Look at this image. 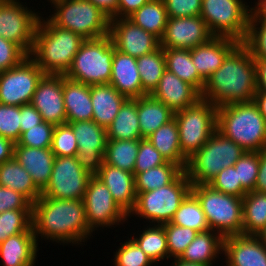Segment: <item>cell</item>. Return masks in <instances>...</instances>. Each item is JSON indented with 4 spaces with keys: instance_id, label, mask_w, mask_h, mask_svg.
I'll list each match as a JSON object with an SVG mask.
<instances>
[{
    "instance_id": "1",
    "label": "cell",
    "mask_w": 266,
    "mask_h": 266,
    "mask_svg": "<svg viewBox=\"0 0 266 266\" xmlns=\"http://www.w3.org/2000/svg\"><path fill=\"white\" fill-rule=\"evenodd\" d=\"M32 228L37 241L41 236L64 244H80L93 233L88 227L84 202L78 199L39 197L32 204Z\"/></svg>"
},
{
    "instance_id": "2",
    "label": "cell",
    "mask_w": 266,
    "mask_h": 266,
    "mask_svg": "<svg viewBox=\"0 0 266 266\" xmlns=\"http://www.w3.org/2000/svg\"><path fill=\"white\" fill-rule=\"evenodd\" d=\"M256 93L254 58L240 42L206 80L202 99L219 107L253 101Z\"/></svg>"
},
{
    "instance_id": "3",
    "label": "cell",
    "mask_w": 266,
    "mask_h": 266,
    "mask_svg": "<svg viewBox=\"0 0 266 266\" xmlns=\"http://www.w3.org/2000/svg\"><path fill=\"white\" fill-rule=\"evenodd\" d=\"M84 41L80 35L56 26L49 18L40 17L29 57L45 74L65 75Z\"/></svg>"
},
{
    "instance_id": "4",
    "label": "cell",
    "mask_w": 266,
    "mask_h": 266,
    "mask_svg": "<svg viewBox=\"0 0 266 266\" xmlns=\"http://www.w3.org/2000/svg\"><path fill=\"white\" fill-rule=\"evenodd\" d=\"M217 130L245 151L266 149V121L253 101L217 107Z\"/></svg>"
},
{
    "instance_id": "5",
    "label": "cell",
    "mask_w": 266,
    "mask_h": 266,
    "mask_svg": "<svg viewBox=\"0 0 266 266\" xmlns=\"http://www.w3.org/2000/svg\"><path fill=\"white\" fill-rule=\"evenodd\" d=\"M246 152L216 130L207 142L190 158L185 168L192 185L208 184L221 170L234 166Z\"/></svg>"
},
{
    "instance_id": "6",
    "label": "cell",
    "mask_w": 266,
    "mask_h": 266,
    "mask_svg": "<svg viewBox=\"0 0 266 266\" xmlns=\"http://www.w3.org/2000/svg\"><path fill=\"white\" fill-rule=\"evenodd\" d=\"M55 8L49 19L61 28L93 40L109 35L110 17L88 0H49Z\"/></svg>"
},
{
    "instance_id": "7",
    "label": "cell",
    "mask_w": 266,
    "mask_h": 266,
    "mask_svg": "<svg viewBox=\"0 0 266 266\" xmlns=\"http://www.w3.org/2000/svg\"><path fill=\"white\" fill-rule=\"evenodd\" d=\"M191 192L199 200L210 230L223 238L243 234V198L222 193L208 184L192 185Z\"/></svg>"
},
{
    "instance_id": "8",
    "label": "cell",
    "mask_w": 266,
    "mask_h": 266,
    "mask_svg": "<svg viewBox=\"0 0 266 266\" xmlns=\"http://www.w3.org/2000/svg\"><path fill=\"white\" fill-rule=\"evenodd\" d=\"M115 49L109 35L85 40L64 76L87 85L109 84Z\"/></svg>"
},
{
    "instance_id": "9",
    "label": "cell",
    "mask_w": 266,
    "mask_h": 266,
    "mask_svg": "<svg viewBox=\"0 0 266 266\" xmlns=\"http://www.w3.org/2000/svg\"><path fill=\"white\" fill-rule=\"evenodd\" d=\"M192 184L183 171L172 183L136 196V204L130 215H138L158 225L168 223L179 209L182 201L191 192Z\"/></svg>"
},
{
    "instance_id": "10",
    "label": "cell",
    "mask_w": 266,
    "mask_h": 266,
    "mask_svg": "<svg viewBox=\"0 0 266 266\" xmlns=\"http://www.w3.org/2000/svg\"><path fill=\"white\" fill-rule=\"evenodd\" d=\"M174 118L177 121L181 152L187 159L217 130V107L204 99L174 113Z\"/></svg>"
},
{
    "instance_id": "11",
    "label": "cell",
    "mask_w": 266,
    "mask_h": 266,
    "mask_svg": "<svg viewBox=\"0 0 266 266\" xmlns=\"http://www.w3.org/2000/svg\"><path fill=\"white\" fill-rule=\"evenodd\" d=\"M244 0H202L200 16L214 36L243 42L250 20V8Z\"/></svg>"
},
{
    "instance_id": "12",
    "label": "cell",
    "mask_w": 266,
    "mask_h": 266,
    "mask_svg": "<svg viewBox=\"0 0 266 266\" xmlns=\"http://www.w3.org/2000/svg\"><path fill=\"white\" fill-rule=\"evenodd\" d=\"M40 17L19 0H0V36L17 44L29 56Z\"/></svg>"
},
{
    "instance_id": "13",
    "label": "cell",
    "mask_w": 266,
    "mask_h": 266,
    "mask_svg": "<svg viewBox=\"0 0 266 266\" xmlns=\"http://www.w3.org/2000/svg\"><path fill=\"white\" fill-rule=\"evenodd\" d=\"M91 176L75 156L55 157L50 180L41 197L83 200Z\"/></svg>"
},
{
    "instance_id": "14",
    "label": "cell",
    "mask_w": 266,
    "mask_h": 266,
    "mask_svg": "<svg viewBox=\"0 0 266 266\" xmlns=\"http://www.w3.org/2000/svg\"><path fill=\"white\" fill-rule=\"evenodd\" d=\"M45 73L28 56L19 65L0 73V104H30L38 83Z\"/></svg>"
},
{
    "instance_id": "15",
    "label": "cell",
    "mask_w": 266,
    "mask_h": 266,
    "mask_svg": "<svg viewBox=\"0 0 266 266\" xmlns=\"http://www.w3.org/2000/svg\"><path fill=\"white\" fill-rule=\"evenodd\" d=\"M83 202L88 227L92 232L99 227L119 225L121 221L125 222L129 218L96 175H92L88 181Z\"/></svg>"
},
{
    "instance_id": "16",
    "label": "cell",
    "mask_w": 266,
    "mask_h": 266,
    "mask_svg": "<svg viewBox=\"0 0 266 266\" xmlns=\"http://www.w3.org/2000/svg\"><path fill=\"white\" fill-rule=\"evenodd\" d=\"M72 126L78 144L76 160L91 175H96L103 162L107 146L106 128L93 120L69 123Z\"/></svg>"
},
{
    "instance_id": "17",
    "label": "cell",
    "mask_w": 266,
    "mask_h": 266,
    "mask_svg": "<svg viewBox=\"0 0 266 266\" xmlns=\"http://www.w3.org/2000/svg\"><path fill=\"white\" fill-rule=\"evenodd\" d=\"M109 36L116 50L139 58L160 47V39L128 18L110 19Z\"/></svg>"
},
{
    "instance_id": "18",
    "label": "cell",
    "mask_w": 266,
    "mask_h": 266,
    "mask_svg": "<svg viewBox=\"0 0 266 266\" xmlns=\"http://www.w3.org/2000/svg\"><path fill=\"white\" fill-rule=\"evenodd\" d=\"M214 35L204 19L194 17H168L160 47L168 49H193L209 41Z\"/></svg>"
},
{
    "instance_id": "19",
    "label": "cell",
    "mask_w": 266,
    "mask_h": 266,
    "mask_svg": "<svg viewBox=\"0 0 266 266\" xmlns=\"http://www.w3.org/2000/svg\"><path fill=\"white\" fill-rule=\"evenodd\" d=\"M30 104L41 114L43 121L53 125L67 123L63 99V75L45 74Z\"/></svg>"
},
{
    "instance_id": "20",
    "label": "cell",
    "mask_w": 266,
    "mask_h": 266,
    "mask_svg": "<svg viewBox=\"0 0 266 266\" xmlns=\"http://www.w3.org/2000/svg\"><path fill=\"white\" fill-rule=\"evenodd\" d=\"M227 266H266V247L255 235H231L223 239Z\"/></svg>"
},
{
    "instance_id": "21",
    "label": "cell",
    "mask_w": 266,
    "mask_h": 266,
    "mask_svg": "<svg viewBox=\"0 0 266 266\" xmlns=\"http://www.w3.org/2000/svg\"><path fill=\"white\" fill-rule=\"evenodd\" d=\"M163 102L174 113L196 104L201 93L189 83L182 81L167 69L163 72L157 88L151 94Z\"/></svg>"
},
{
    "instance_id": "22",
    "label": "cell",
    "mask_w": 266,
    "mask_h": 266,
    "mask_svg": "<svg viewBox=\"0 0 266 266\" xmlns=\"http://www.w3.org/2000/svg\"><path fill=\"white\" fill-rule=\"evenodd\" d=\"M240 42L234 38L214 36L191 49V59L199 75L206 81Z\"/></svg>"
},
{
    "instance_id": "23",
    "label": "cell",
    "mask_w": 266,
    "mask_h": 266,
    "mask_svg": "<svg viewBox=\"0 0 266 266\" xmlns=\"http://www.w3.org/2000/svg\"><path fill=\"white\" fill-rule=\"evenodd\" d=\"M13 157L30 174L41 191L48 185L55 160L51 147L34 148L15 143Z\"/></svg>"
},
{
    "instance_id": "24",
    "label": "cell",
    "mask_w": 266,
    "mask_h": 266,
    "mask_svg": "<svg viewBox=\"0 0 266 266\" xmlns=\"http://www.w3.org/2000/svg\"><path fill=\"white\" fill-rule=\"evenodd\" d=\"M109 84L129 99L142 97L137 59L115 49Z\"/></svg>"
},
{
    "instance_id": "25",
    "label": "cell",
    "mask_w": 266,
    "mask_h": 266,
    "mask_svg": "<svg viewBox=\"0 0 266 266\" xmlns=\"http://www.w3.org/2000/svg\"><path fill=\"white\" fill-rule=\"evenodd\" d=\"M96 176L107 186L113 199L129 214L136 204L135 175L103 162Z\"/></svg>"
},
{
    "instance_id": "26",
    "label": "cell",
    "mask_w": 266,
    "mask_h": 266,
    "mask_svg": "<svg viewBox=\"0 0 266 266\" xmlns=\"http://www.w3.org/2000/svg\"><path fill=\"white\" fill-rule=\"evenodd\" d=\"M90 96L92 120L104 128L113 122L121 106L128 99L110 84L90 85Z\"/></svg>"
},
{
    "instance_id": "27",
    "label": "cell",
    "mask_w": 266,
    "mask_h": 266,
    "mask_svg": "<svg viewBox=\"0 0 266 266\" xmlns=\"http://www.w3.org/2000/svg\"><path fill=\"white\" fill-rule=\"evenodd\" d=\"M34 232L9 236L0 243V258L4 266H34L38 251Z\"/></svg>"
},
{
    "instance_id": "28",
    "label": "cell",
    "mask_w": 266,
    "mask_h": 266,
    "mask_svg": "<svg viewBox=\"0 0 266 266\" xmlns=\"http://www.w3.org/2000/svg\"><path fill=\"white\" fill-rule=\"evenodd\" d=\"M63 99L67 123L92 120L90 85L70 80L63 75Z\"/></svg>"
},
{
    "instance_id": "29",
    "label": "cell",
    "mask_w": 266,
    "mask_h": 266,
    "mask_svg": "<svg viewBox=\"0 0 266 266\" xmlns=\"http://www.w3.org/2000/svg\"><path fill=\"white\" fill-rule=\"evenodd\" d=\"M137 113L141 138H147L174 118V112L152 95L137 98Z\"/></svg>"
},
{
    "instance_id": "30",
    "label": "cell",
    "mask_w": 266,
    "mask_h": 266,
    "mask_svg": "<svg viewBox=\"0 0 266 266\" xmlns=\"http://www.w3.org/2000/svg\"><path fill=\"white\" fill-rule=\"evenodd\" d=\"M223 239L214 230L198 233L179 259L212 266L215 257L223 252Z\"/></svg>"
},
{
    "instance_id": "31",
    "label": "cell",
    "mask_w": 266,
    "mask_h": 266,
    "mask_svg": "<svg viewBox=\"0 0 266 266\" xmlns=\"http://www.w3.org/2000/svg\"><path fill=\"white\" fill-rule=\"evenodd\" d=\"M0 186L19 192L32 204L42 194V191L34 184L30 174L14 157L0 164Z\"/></svg>"
},
{
    "instance_id": "32",
    "label": "cell",
    "mask_w": 266,
    "mask_h": 266,
    "mask_svg": "<svg viewBox=\"0 0 266 266\" xmlns=\"http://www.w3.org/2000/svg\"><path fill=\"white\" fill-rule=\"evenodd\" d=\"M147 139L166 161L178 164L185 170L188 159L181 152L178 126L175 118L159 127Z\"/></svg>"
},
{
    "instance_id": "33",
    "label": "cell",
    "mask_w": 266,
    "mask_h": 266,
    "mask_svg": "<svg viewBox=\"0 0 266 266\" xmlns=\"http://www.w3.org/2000/svg\"><path fill=\"white\" fill-rule=\"evenodd\" d=\"M108 140H140L137 98L127 99L113 122L106 128Z\"/></svg>"
},
{
    "instance_id": "34",
    "label": "cell",
    "mask_w": 266,
    "mask_h": 266,
    "mask_svg": "<svg viewBox=\"0 0 266 266\" xmlns=\"http://www.w3.org/2000/svg\"><path fill=\"white\" fill-rule=\"evenodd\" d=\"M166 69L202 93L206 81L199 75L191 59V49L164 48Z\"/></svg>"
},
{
    "instance_id": "35",
    "label": "cell",
    "mask_w": 266,
    "mask_h": 266,
    "mask_svg": "<svg viewBox=\"0 0 266 266\" xmlns=\"http://www.w3.org/2000/svg\"><path fill=\"white\" fill-rule=\"evenodd\" d=\"M128 19L161 39L168 21L164 0H150L129 16Z\"/></svg>"
},
{
    "instance_id": "36",
    "label": "cell",
    "mask_w": 266,
    "mask_h": 266,
    "mask_svg": "<svg viewBox=\"0 0 266 266\" xmlns=\"http://www.w3.org/2000/svg\"><path fill=\"white\" fill-rule=\"evenodd\" d=\"M137 68L142 83V97L151 95L166 70L164 48L159 47L157 50L137 58Z\"/></svg>"
},
{
    "instance_id": "37",
    "label": "cell",
    "mask_w": 266,
    "mask_h": 266,
    "mask_svg": "<svg viewBox=\"0 0 266 266\" xmlns=\"http://www.w3.org/2000/svg\"><path fill=\"white\" fill-rule=\"evenodd\" d=\"M243 235H257L266 225V193L252 191L243 197Z\"/></svg>"
},
{
    "instance_id": "38",
    "label": "cell",
    "mask_w": 266,
    "mask_h": 266,
    "mask_svg": "<svg viewBox=\"0 0 266 266\" xmlns=\"http://www.w3.org/2000/svg\"><path fill=\"white\" fill-rule=\"evenodd\" d=\"M184 170L173 162L148 169L135 176L136 194L152 191L172 183Z\"/></svg>"
},
{
    "instance_id": "39",
    "label": "cell",
    "mask_w": 266,
    "mask_h": 266,
    "mask_svg": "<svg viewBox=\"0 0 266 266\" xmlns=\"http://www.w3.org/2000/svg\"><path fill=\"white\" fill-rule=\"evenodd\" d=\"M139 140H108L104 163L134 174Z\"/></svg>"
},
{
    "instance_id": "40",
    "label": "cell",
    "mask_w": 266,
    "mask_h": 266,
    "mask_svg": "<svg viewBox=\"0 0 266 266\" xmlns=\"http://www.w3.org/2000/svg\"><path fill=\"white\" fill-rule=\"evenodd\" d=\"M170 223L188 227L198 233L209 231V224L197 197L190 192L180 204Z\"/></svg>"
},
{
    "instance_id": "41",
    "label": "cell",
    "mask_w": 266,
    "mask_h": 266,
    "mask_svg": "<svg viewBox=\"0 0 266 266\" xmlns=\"http://www.w3.org/2000/svg\"><path fill=\"white\" fill-rule=\"evenodd\" d=\"M131 239L154 263H158L165 258L169 259L167 238L163 225L147 226L143 232H140L138 238L132 237Z\"/></svg>"
},
{
    "instance_id": "42",
    "label": "cell",
    "mask_w": 266,
    "mask_h": 266,
    "mask_svg": "<svg viewBox=\"0 0 266 266\" xmlns=\"http://www.w3.org/2000/svg\"><path fill=\"white\" fill-rule=\"evenodd\" d=\"M33 232L32 209L7 210L0 213V243L9 236Z\"/></svg>"
},
{
    "instance_id": "43",
    "label": "cell",
    "mask_w": 266,
    "mask_h": 266,
    "mask_svg": "<svg viewBox=\"0 0 266 266\" xmlns=\"http://www.w3.org/2000/svg\"><path fill=\"white\" fill-rule=\"evenodd\" d=\"M162 225L164 226L166 233L169 258H180L198 232L188 227L178 226L170 222Z\"/></svg>"
},
{
    "instance_id": "44",
    "label": "cell",
    "mask_w": 266,
    "mask_h": 266,
    "mask_svg": "<svg viewBox=\"0 0 266 266\" xmlns=\"http://www.w3.org/2000/svg\"><path fill=\"white\" fill-rule=\"evenodd\" d=\"M238 181L242 189L248 193L254 191L259 170V152L246 151L234 164Z\"/></svg>"
},
{
    "instance_id": "45",
    "label": "cell",
    "mask_w": 266,
    "mask_h": 266,
    "mask_svg": "<svg viewBox=\"0 0 266 266\" xmlns=\"http://www.w3.org/2000/svg\"><path fill=\"white\" fill-rule=\"evenodd\" d=\"M51 149L55 157L76 156L78 144L69 123L55 125Z\"/></svg>"
},
{
    "instance_id": "46",
    "label": "cell",
    "mask_w": 266,
    "mask_h": 266,
    "mask_svg": "<svg viewBox=\"0 0 266 266\" xmlns=\"http://www.w3.org/2000/svg\"><path fill=\"white\" fill-rule=\"evenodd\" d=\"M20 106L0 104V136L17 143L21 137Z\"/></svg>"
},
{
    "instance_id": "47",
    "label": "cell",
    "mask_w": 266,
    "mask_h": 266,
    "mask_svg": "<svg viewBox=\"0 0 266 266\" xmlns=\"http://www.w3.org/2000/svg\"><path fill=\"white\" fill-rule=\"evenodd\" d=\"M128 239L115 252V266H151L154 262L131 238Z\"/></svg>"
},
{
    "instance_id": "48",
    "label": "cell",
    "mask_w": 266,
    "mask_h": 266,
    "mask_svg": "<svg viewBox=\"0 0 266 266\" xmlns=\"http://www.w3.org/2000/svg\"><path fill=\"white\" fill-rule=\"evenodd\" d=\"M55 125L43 121L21 134L18 144L34 148H50L52 146Z\"/></svg>"
},
{
    "instance_id": "49",
    "label": "cell",
    "mask_w": 266,
    "mask_h": 266,
    "mask_svg": "<svg viewBox=\"0 0 266 266\" xmlns=\"http://www.w3.org/2000/svg\"><path fill=\"white\" fill-rule=\"evenodd\" d=\"M242 43L254 59L266 60V21H249L248 32Z\"/></svg>"
},
{
    "instance_id": "50",
    "label": "cell",
    "mask_w": 266,
    "mask_h": 266,
    "mask_svg": "<svg viewBox=\"0 0 266 266\" xmlns=\"http://www.w3.org/2000/svg\"><path fill=\"white\" fill-rule=\"evenodd\" d=\"M212 188L222 193L243 198L247 193L238 181L237 170L230 166L221 170L209 183Z\"/></svg>"
},
{
    "instance_id": "51",
    "label": "cell",
    "mask_w": 266,
    "mask_h": 266,
    "mask_svg": "<svg viewBox=\"0 0 266 266\" xmlns=\"http://www.w3.org/2000/svg\"><path fill=\"white\" fill-rule=\"evenodd\" d=\"M167 161L161 153L153 147V144L147 139L139 140V149L134 168V175L147 171L159 165L165 164Z\"/></svg>"
},
{
    "instance_id": "52",
    "label": "cell",
    "mask_w": 266,
    "mask_h": 266,
    "mask_svg": "<svg viewBox=\"0 0 266 266\" xmlns=\"http://www.w3.org/2000/svg\"><path fill=\"white\" fill-rule=\"evenodd\" d=\"M26 57L17 44L0 36V73L19 65Z\"/></svg>"
},
{
    "instance_id": "53",
    "label": "cell",
    "mask_w": 266,
    "mask_h": 266,
    "mask_svg": "<svg viewBox=\"0 0 266 266\" xmlns=\"http://www.w3.org/2000/svg\"><path fill=\"white\" fill-rule=\"evenodd\" d=\"M168 17H194L201 13L202 0H164Z\"/></svg>"
},
{
    "instance_id": "54",
    "label": "cell",
    "mask_w": 266,
    "mask_h": 266,
    "mask_svg": "<svg viewBox=\"0 0 266 266\" xmlns=\"http://www.w3.org/2000/svg\"><path fill=\"white\" fill-rule=\"evenodd\" d=\"M17 209H32V203L19 192L0 186V213Z\"/></svg>"
},
{
    "instance_id": "55",
    "label": "cell",
    "mask_w": 266,
    "mask_h": 266,
    "mask_svg": "<svg viewBox=\"0 0 266 266\" xmlns=\"http://www.w3.org/2000/svg\"><path fill=\"white\" fill-rule=\"evenodd\" d=\"M21 111V134L30 128L43 122L41 114L31 104L20 106Z\"/></svg>"
},
{
    "instance_id": "56",
    "label": "cell",
    "mask_w": 266,
    "mask_h": 266,
    "mask_svg": "<svg viewBox=\"0 0 266 266\" xmlns=\"http://www.w3.org/2000/svg\"><path fill=\"white\" fill-rule=\"evenodd\" d=\"M150 0H118L117 18H128Z\"/></svg>"
},
{
    "instance_id": "57",
    "label": "cell",
    "mask_w": 266,
    "mask_h": 266,
    "mask_svg": "<svg viewBox=\"0 0 266 266\" xmlns=\"http://www.w3.org/2000/svg\"><path fill=\"white\" fill-rule=\"evenodd\" d=\"M254 191L266 193V149L259 151V170Z\"/></svg>"
},
{
    "instance_id": "58",
    "label": "cell",
    "mask_w": 266,
    "mask_h": 266,
    "mask_svg": "<svg viewBox=\"0 0 266 266\" xmlns=\"http://www.w3.org/2000/svg\"><path fill=\"white\" fill-rule=\"evenodd\" d=\"M256 92L266 93V60L254 59Z\"/></svg>"
},
{
    "instance_id": "59",
    "label": "cell",
    "mask_w": 266,
    "mask_h": 266,
    "mask_svg": "<svg viewBox=\"0 0 266 266\" xmlns=\"http://www.w3.org/2000/svg\"><path fill=\"white\" fill-rule=\"evenodd\" d=\"M100 8L110 19H117L118 0H88Z\"/></svg>"
},
{
    "instance_id": "60",
    "label": "cell",
    "mask_w": 266,
    "mask_h": 266,
    "mask_svg": "<svg viewBox=\"0 0 266 266\" xmlns=\"http://www.w3.org/2000/svg\"><path fill=\"white\" fill-rule=\"evenodd\" d=\"M14 144L11 140L0 136V164L13 158Z\"/></svg>"
},
{
    "instance_id": "61",
    "label": "cell",
    "mask_w": 266,
    "mask_h": 266,
    "mask_svg": "<svg viewBox=\"0 0 266 266\" xmlns=\"http://www.w3.org/2000/svg\"><path fill=\"white\" fill-rule=\"evenodd\" d=\"M250 9L249 21H266V0H258Z\"/></svg>"
},
{
    "instance_id": "62",
    "label": "cell",
    "mask_w": 266,
    "mask_h": 266,
    "mask_svg": "<svg viewBox=\"0 0 266 266\" xmlns=\"http://www.w3.org/2000/svg\"><path fill=\"white\" fill-rule=\"evenodd\" d=\"M253 102L257 105L259 112L266 121V93L256 92L253 98Z\"/></svg>"
},
{
    "instance_id": "63",
    "label": "cell",
    "mask_w": 266,
    "mask_h": 266,
    "mask_svg": "<svg viewBox=\"0 0 266 266\" xmlns=\"http://www.w3.org/2000/svg\"><path fill=\"white\" fill-rule=\"evenodd\" d=\"M172 266H208V265L200 264V263L187 262V261L180 260L179 258H177V259H174V262H172Z\"/></svg>"
},
{
    "instance_id": "64",
    "label": "cell",
    "mask_w": 266,
    "mask_h": 266,
    "mask_svg": "<svg viewBox=\"0 0 266 266\" xmlns=\"http://www.w3.org/2000/svg\"><path fill=\"white\" fill-rule=\"evenodd\" d=\"M256 236L260 239L261 243L266 247V225Z\"/></svg>"
}]
</instances>
